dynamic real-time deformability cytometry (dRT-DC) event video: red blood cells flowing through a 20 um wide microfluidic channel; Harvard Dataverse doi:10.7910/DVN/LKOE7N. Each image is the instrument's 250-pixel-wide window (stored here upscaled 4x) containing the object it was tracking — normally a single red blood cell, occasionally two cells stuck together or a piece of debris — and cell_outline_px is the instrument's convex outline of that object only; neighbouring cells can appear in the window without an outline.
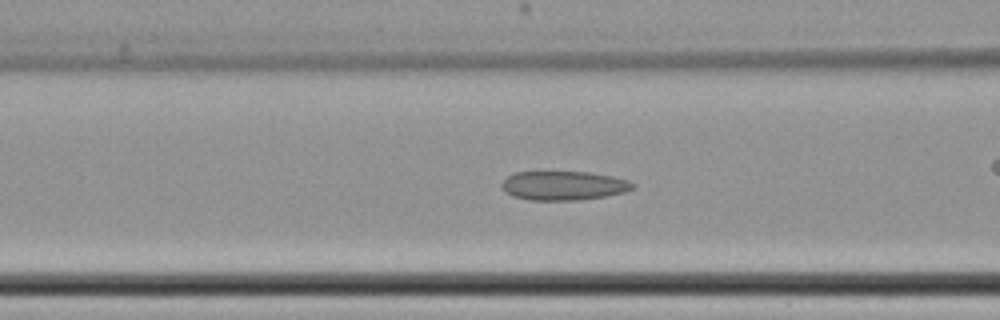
{"species": "common noctule bat (a hibernating species)", "species_latin": "Nyctalus noctula", "temperature_condition": "cold", "stored_images_in_passage": 30, "camera_frame_rate_fps": 3000, "um_per_image_px": 0.085, "animal": {"sex": "female", "body_mass_g": 22.7, "forearm_length_mm": 54.2}, "frame": {"image": 1, "passage_image": 6, "time_ms": 1.667, "image_size_px": [1000, 320], "cell_outline_px": [[636, 188], [624, 192], [604, 196], [580, 200], [528, 200], [512, 196], [504, 192], [500, 184], [508, 176], [516, 172], [588, 172], [612, 176], [628, 180], [636, 184]], "centroid_in_image_um": [47.9, 15.78], "position_along_channel_um": 118.7, "area_um2": 22.31}}
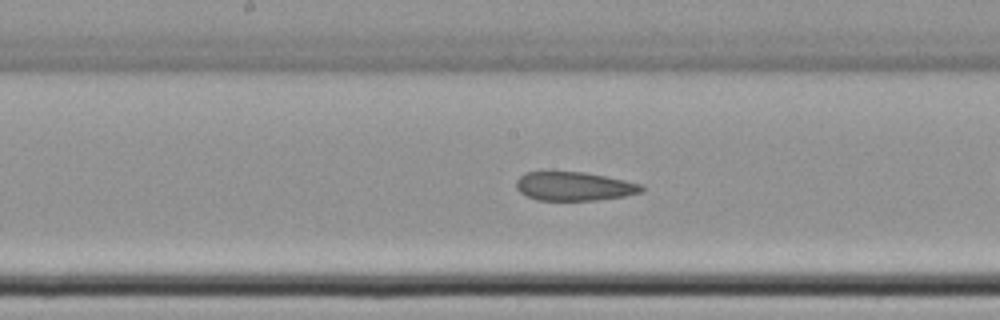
{"frame": {"image": 2, "passage_image": 13, "time_ms": 4.0, "image_size_px": [1000, 320], "cell_outline_px": [[644, 188], [640, 192], [624, 196], [596, 200], [536, 200], [520, 192], [516, 188], [516, 180], [524, 172], [584, 172], [624, 180], [640, 184]], "centroid_in_image_um": [48.76, 15.83], "position_along_channel_um": 199.4, "area_um2": 20.81}}
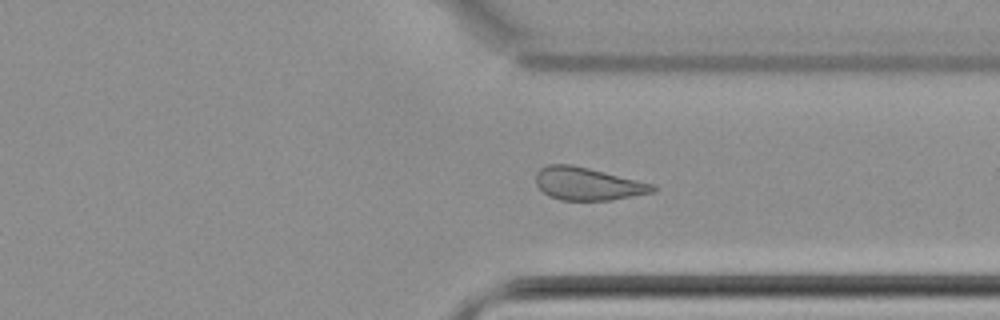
{"frame": {"image": 3, "passage_image": 27, "time_ms": 8.667, "image_size_px": [1000, 320], "cell_outline_px": [[660, 188], [656, 192], [612, 200], [560, 200], [548, 196], [536, 184], [536, 172], [540, 168], [548, 164], [572, 164], [656, 184]], "centroid_in_image_um": [50.01, 15.62], "position_along_channel_um": 361.4, "area_um2": 22.66}}